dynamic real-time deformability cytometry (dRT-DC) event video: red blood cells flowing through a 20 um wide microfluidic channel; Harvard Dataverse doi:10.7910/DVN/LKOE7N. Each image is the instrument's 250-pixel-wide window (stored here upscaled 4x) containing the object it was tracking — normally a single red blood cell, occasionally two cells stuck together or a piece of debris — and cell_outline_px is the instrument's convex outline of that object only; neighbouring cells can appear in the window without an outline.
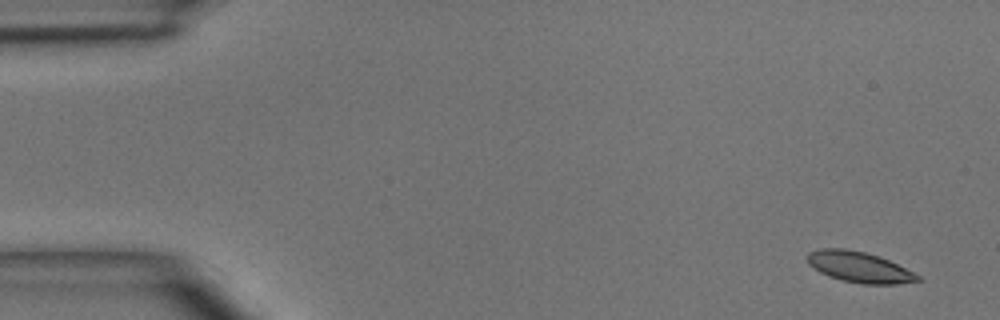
{"species": "common noctule bat (a hibernating species)", "species_latin": "Nyctalus noctula", "temperature_condition": "room temperature", "stored_images_in_passage": 4, "camera_frame_rate_fps": 3000, "um_per_image_px": 0.085, "animal": {"sex": "male", "body_mass_g": 15.6}, "frame": {"image": 1, "passage_image": 1, "time_ms": 0.0, "image_size_px": [1000, 320], "cell_outline_px": [[924, 280], [896, 284], [864, 284], [840, 280], [828, 276], [820, 272], [808, 264], [804, 256], [808, 252], [820, 248], [844, 248], [864, 252], [880, 256], [920, 276]], "centroid_in_image_um": [72.98, 22.69], "position_along_channel_um": 12.0, "area_um2": 19.88}}
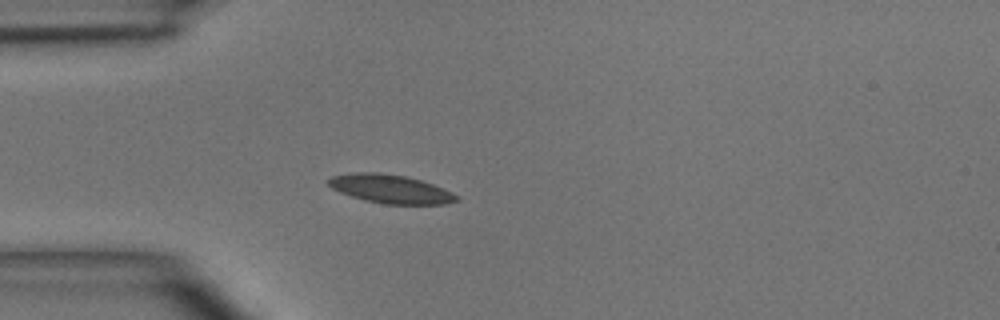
{"frame": {"image": 2, "passage_image": 4, "time_ms": 3.667, "image_size_px": [1000, 320], "cell_outline_px": [[460, 200], [444, 204], [384, 204], [364, 200], [340, 192], [332, 188], [328, 184], [328, 180], [332, 176], [352, 172], [380, 172], [404, 176], [420, 180], [432, 184], [452, 192], [460, 196]], "centroid_in_image_um": [33.2, 16.06], "position_along_channel_um": 51.8, "area_um2": 21.33}}